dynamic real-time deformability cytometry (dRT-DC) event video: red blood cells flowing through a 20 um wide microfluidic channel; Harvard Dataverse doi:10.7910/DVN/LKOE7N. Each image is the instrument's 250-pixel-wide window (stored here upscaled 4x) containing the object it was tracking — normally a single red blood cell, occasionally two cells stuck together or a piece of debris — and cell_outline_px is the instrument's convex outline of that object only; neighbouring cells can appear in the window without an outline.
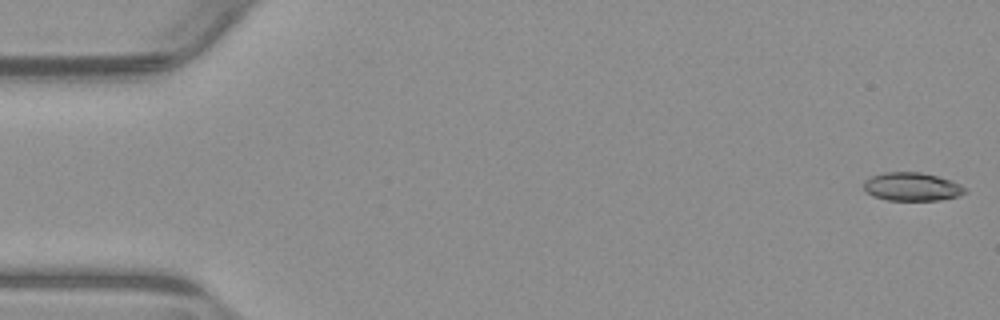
{"species": "common noctule bat (a hibernating species)", "species_latin": "Nyctalus noctula", "temperature_condition": "warm", "stored_images_in_passage": 54, "camera_frame_rate_fps": 3000, "um_per_image_px": 0.085, "animal": {"sex": "male", "body_mass_g": 23.1, "forearm_length_mm": 52.7}, "frame": {"image": 1, "passage_image": 1, "time_ms": 0.0, "image_size_px": [1000, 320], "cell_outline_px": [[968, 192], [960, 196], [940, 200], [888, 200], [872, 196], [864, 188], [864, 180], [872, 176], [884, 172], [920, 172], [952, 180], [968, 188]], "centroid_in_image_um": [77.57, 15.87], "position_along_channel_um": 7.4, "area_um2": 16.88}}
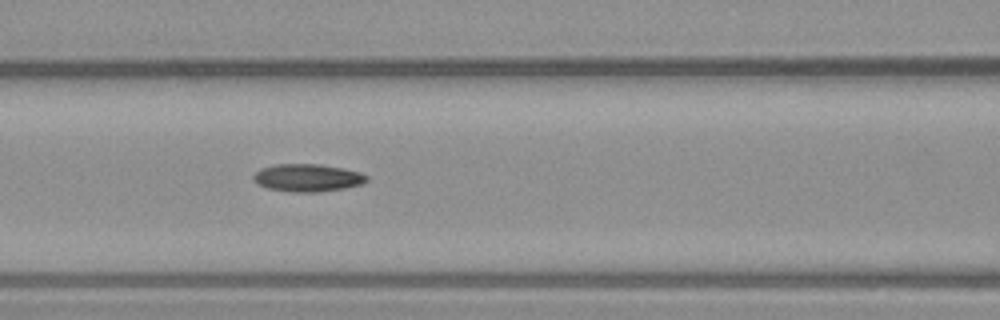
{"frame": {"image": 2, "passage_image": 23, "time_ms": 7.333, "image_size_px": [1000, 320], "cell_outline_px": [[368, 180], [360, 184], [344, 188], [316, 192], [292, 192], [268, 188], [256, 184], [252, 180], [252, 176], [260, 168], [276, 164], [320, 164], [344, 168], [360, 172], [368, 176]], "centroid_in_image_um": [26.11, 15.1], "position_along_channel_um": 140.5, "area_um2": 18.32}}
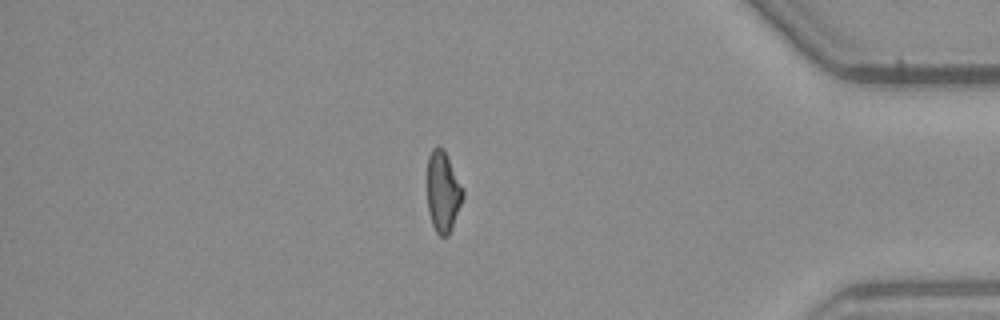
{"frame": {"image": 3, "passage_image": 46, "time_ms": 15.0, "image_size_px": [1000, 320], "cell_outline_px": [[464, 196], [452, 228], [448, 236], [440, 236], [436, 232], [432, 224], [428, 212], [428, 156], [432, 148], [436, 144], [444, 148], [464, 188]], "centroid_in_image_um": [37.67, 16.26], "position_along_channel_um": 397.5, "area_um2": 17.05}, "authors_computed_cell_mechanics": {"area_um2": 17.2822, "velocity_mm_per_s": 3.8374, "shape_relaxation_time_tau1_ms": null, "shape_relaxation_time_tau2_ms": 7.0528, "deformation_change_tau1": null, "deformation_change_tau2": 0.1563}}